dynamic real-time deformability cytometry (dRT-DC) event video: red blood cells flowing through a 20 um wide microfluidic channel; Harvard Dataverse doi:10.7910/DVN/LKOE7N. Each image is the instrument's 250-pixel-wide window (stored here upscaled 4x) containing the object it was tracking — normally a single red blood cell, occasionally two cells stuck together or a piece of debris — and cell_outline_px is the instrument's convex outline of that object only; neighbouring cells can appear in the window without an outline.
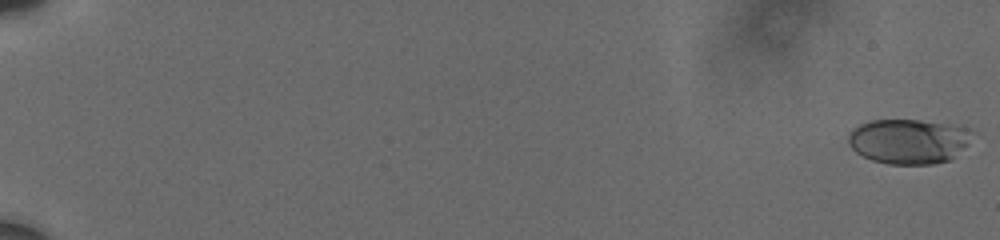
{"species": "human", "species_latin": "Homo sapiens", "temperature_condition": "cold", "stored_images_in_passage": 9, "camera_frame_rate_fps": 3000, "um_per_image_px": 0.085, "donor": {"sex": "male"}, "frame": {"image": 1, "passage_image": 1, "time_ms": 0.0, "image_size_px": [1000, 240], "cell_outline_px": [[968, 144], [948, 160], [932, 164], [888, 164], [872, 160], [856, 152], [848, 144], [848, 136], [852, 128], [860, 124], [872, 120], [920, 120], [964, 128]], "centroid_in_image_um": [77.1, 12.02], "position_along_channel_um": 7.9, "area_um2": 31.5}}
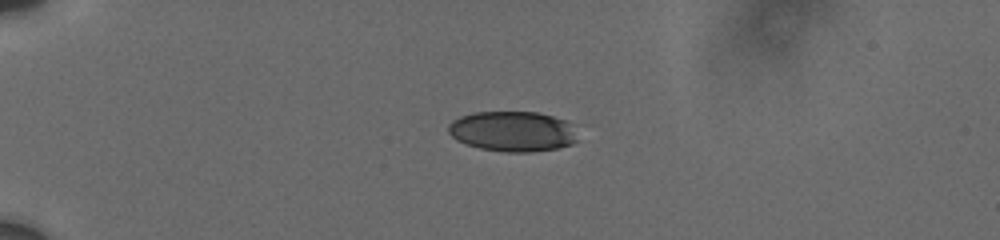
{"frame": {"image": 2, "passage_image": 6, "time_ms": 5.333, "image_size_px": [1000, 240], "cell_outline_px": [[576, 140], [572, 144], [556, 148], [528, 152], [508, 152], [480, 148], [456, 140], [448, 132], [448, 124], [452, 120], [460, 116], [472, 112], [536, 112], [552, 116], [564, 120], [572, 124]], "centroid_in_image_um": [43.53, 11.15], "position_along_channel_um": 41.5, "area_um2": 30.17}}
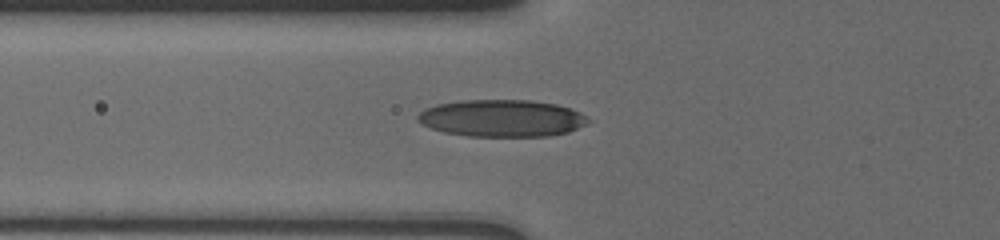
{"frame": {"image": 3, "passage_image": 9, "time_ms": 8.0, "image_size_px": [1000, 240], "cell_outline_px": [[592, 120], [568, 132], [548, 136], [468, 136], [444, 132], [420, 124], [416, 120], [416, 116], [424, 108], [436, 104], [460, 100], [532, 100], [556, 104], [580, 112]], "centroid_in_image_um": [42.61, 10.04], "position_along_channel_um": 83.2, "area_um2": 36.93}}